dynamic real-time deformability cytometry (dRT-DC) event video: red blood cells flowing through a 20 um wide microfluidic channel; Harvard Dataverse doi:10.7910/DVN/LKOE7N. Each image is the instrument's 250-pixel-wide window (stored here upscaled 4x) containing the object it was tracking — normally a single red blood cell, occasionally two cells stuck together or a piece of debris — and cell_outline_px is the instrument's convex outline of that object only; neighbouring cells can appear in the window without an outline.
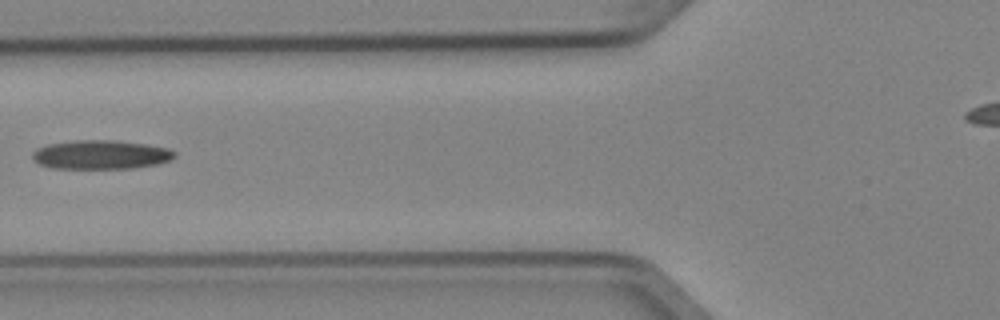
{"species": "Egyptian fruit bat (a non-hibernating species)", "species_latin": "Rousettus aegyptiacus", "temperature_condition": "cold", "stored_images_in_passage": 4, "camera_frame_rate_fps": 3000, "um_per_image_px": 0.085, "animal": {"sex": "female"}, "frame": {"image": 1, "passage_image": 4, "time_ms": 1.0, "image_size_px": [1000, 320], "cell_outline_px": [[176, 156], [168, 160], [156, 164], [132, 168], [52, 168], [40, 164], [32, 160], [32, 152], [36, 148], [48, 144], [76, 140], [116, 140], [148, 144], [168, 148], [176, 152]], "centroid_in_image_um": [8.55, 13.13], "position_along_channel_um": 117.2, "area_um2": 24.04}}